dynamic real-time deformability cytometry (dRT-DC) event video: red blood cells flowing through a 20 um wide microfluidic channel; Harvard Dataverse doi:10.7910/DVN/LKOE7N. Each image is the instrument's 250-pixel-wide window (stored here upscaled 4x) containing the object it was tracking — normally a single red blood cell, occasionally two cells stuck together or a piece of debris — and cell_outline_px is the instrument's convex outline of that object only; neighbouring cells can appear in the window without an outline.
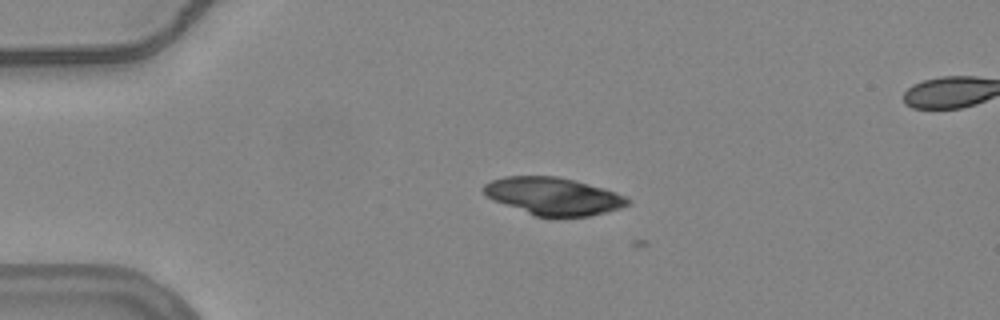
{"species": "common noctule bat (a hibernating species)", "species_latin": "Nyctalus noctula", "temperature_condition": "warm", "stored_images_in_passage": 8, "camera_frame_rate_fps": 3000, "um_per_image_px": 0.085, "animal": {"sex": "female", "body_mass_g": 24.6, "forearm_length_mm": 56.2}, "frame": {"image": 1, "passage_image": 7, "time_ms": 2.0, "image_size_px": [1000, 320], "cell_outline_px": [[632, 200], [628, 204], [620, 208], [588, 216], [536, 216], [492, 200], [480, 188], [484, 184], [492, 180], [504, 176], [556, 176], [576, 180], [604, 188], [616, 192]], "centroid_in_image_um": [47.02, 16.66], "position_along_channel_um": 38.0, "area_um2": 31.33}}